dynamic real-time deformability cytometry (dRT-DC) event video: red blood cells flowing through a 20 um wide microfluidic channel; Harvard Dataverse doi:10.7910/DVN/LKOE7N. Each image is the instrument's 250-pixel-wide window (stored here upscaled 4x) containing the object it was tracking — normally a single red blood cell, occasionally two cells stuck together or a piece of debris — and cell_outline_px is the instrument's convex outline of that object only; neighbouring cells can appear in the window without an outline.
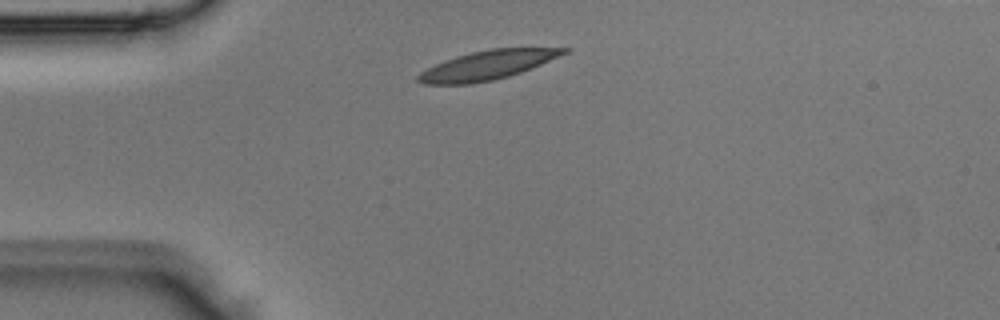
{"species": "Egyptian fruit bat (a non-hibernating species)", "species_latin": "Rousettus aegyptiacus", "temperature_condition": "room temperature", "stored_images_in_passage": 2, "camera_frame_rate_fps": 3000, "um_per_image_px": 0.085, "animal": {"sex": "male"}, "frame": {"image": 1, "passage_image": 1, "time_ms": 0.0, "image_size_px": [1000, 320], "cell_outline_px": [[572, 48], [568, 52], [532, 68], [508, 76], [492, 80], [472, 84], [424, 84], [416, 80], [416, 76], [420, 72], [436, 64], [456, 56], [472, 52], [492, 48]], "centroid_in_image_um": [41.41, 5.54], "position_along_channel_um": 43.6, "area_um2": 24.39}}